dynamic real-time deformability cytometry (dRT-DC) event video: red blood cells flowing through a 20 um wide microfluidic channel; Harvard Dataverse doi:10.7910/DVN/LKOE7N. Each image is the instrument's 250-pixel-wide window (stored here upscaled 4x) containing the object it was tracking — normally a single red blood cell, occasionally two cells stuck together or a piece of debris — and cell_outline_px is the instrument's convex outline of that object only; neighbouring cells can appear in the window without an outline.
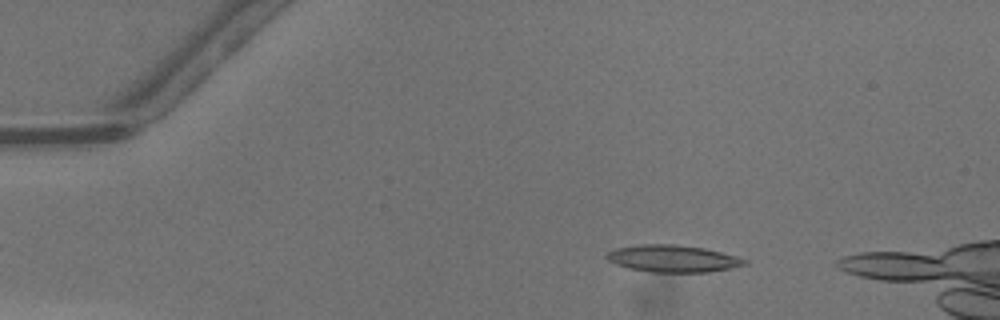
{"species": "common noctule bat (a hibernating species)", "species_latin": "Nyctalus noctula", "temperature_condition": "warm", "stored_images_in_passage": 38, "camera_frame_rate_fps": 3000, "um_per_image_px": 0.085, "animal": {"sex": "male", "body_mass_g": 13.3}, "frame": {"image": 1, "passage_image": 8, "time_ms": 2.333, "image_size_px": [1000, 320], "cell_outline_px": [[748, 264], [708, 272], [652, 272], [628, 268], [616, 264], [608, 260], [604, 256], [608, 252], [616, 248], [640, 244], [676, 244], [704, 248], [736, 256], [748, 260]], "centroid_in_image_um": [57.17, 21.97], "position_along_channel_um": 27.8, "area_um2": 21.68}}
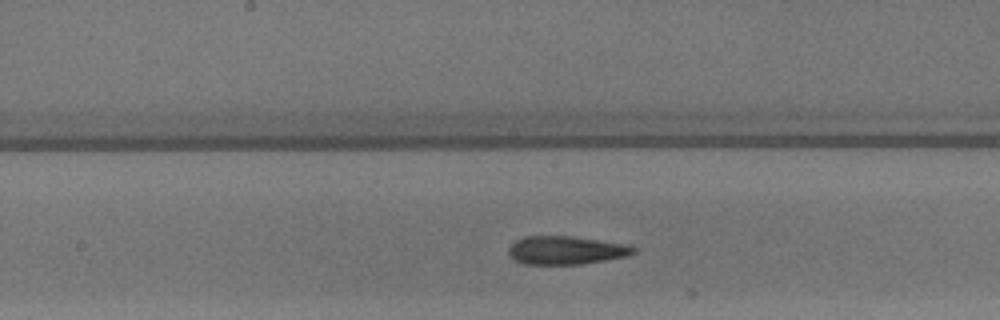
{"frame": {"image": 2, "passage_image": 25, "time_ms": 8.0, "image_size_px": [1000, 320], "cell_outline_px": [[636, 252], [628, 256], [584, 264], [524, 264], [516, 260], [508, 252], [508, 248], [516, 240], [524, 236], [572, 236], [624, 244], [636, 248]], "centroid_in_image_um": [48.12, 21.27], "position_along_channel_um": 200.1, "area_um2": 20.52}}
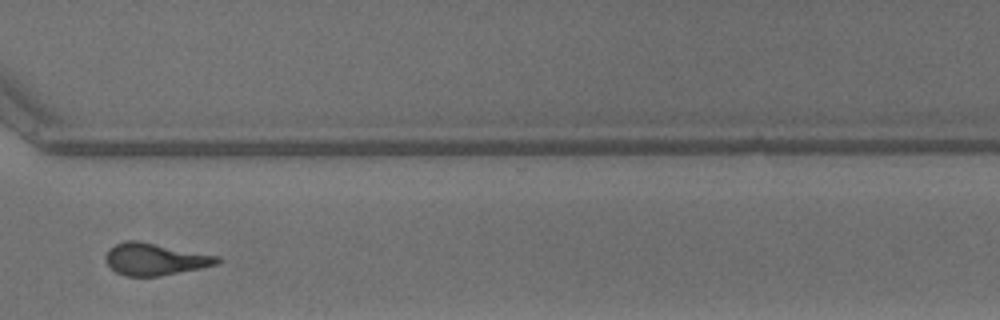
{"frame": {"image": 3, "passage_image": 36, "time_ms": 11.667, "image_size_px": [1000, 320], "cell_outline_px": [[224, 260], [216, 264], [200, 268], [156, 276], [124, 276], [116, 272], [104, 260], [104, 256], [116, 244], [124, 240], [140, 240], [220, 256]], "centroid_in_image_um": [13.19, 22.01], "position_along_channel_um": 357.4, "area_um2": 20.87}, "authors_computed_cell_mechanics": {"area_um2": 20.9525, "velocity_mm_per_s": 4.2999, "shape_relaxation_time_tau1_ms": 5.614, "shape_relaxation_time_tau2_ms": 1.8278, "deformation_change_tau1": 0.2116, "deformation_change_tau2": 0.1243}}